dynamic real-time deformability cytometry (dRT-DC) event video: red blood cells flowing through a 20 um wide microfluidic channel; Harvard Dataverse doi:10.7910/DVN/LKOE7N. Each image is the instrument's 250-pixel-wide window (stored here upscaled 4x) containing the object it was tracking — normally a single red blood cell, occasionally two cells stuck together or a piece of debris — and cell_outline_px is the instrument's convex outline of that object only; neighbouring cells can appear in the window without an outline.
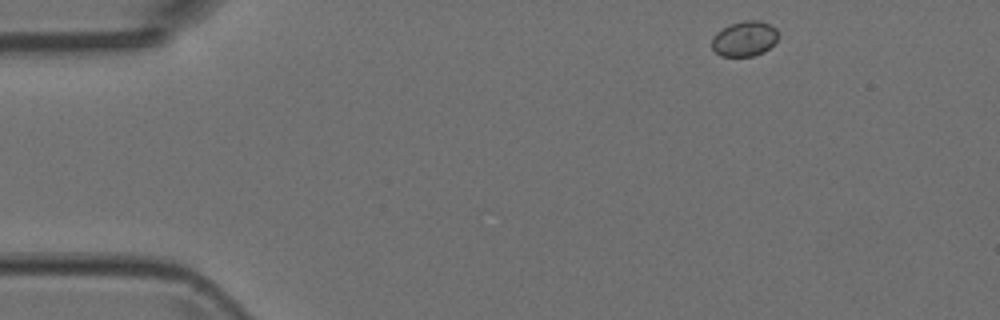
{"species": "Egyptian fruit bat (a non-hibernating species)", "species_latin": "Rousettus aegyptiacus", "temperature_condition": "room temperature", "stored_images_in_passage": 3, "camera_frame_rate_fps": 3000, "um_per_image_px": 0.085, "animal": {"sex": "female"}, "frame": {"image": 1, "passage_image": 1, "time_ms": 0.0, "image_size_px": [1000, 320], "cell_outline_px": [[776, 40], [764, 52], [752, 56], [720, 56], [712, 48], [712, 36], [716, 32], [732, 24], [744, 20], [760, 20], [776, 28]], "centroid_in_image_um": [63.25, 3.29], "position_along_channel_um": 21.8, "area_um2": 13.41}}
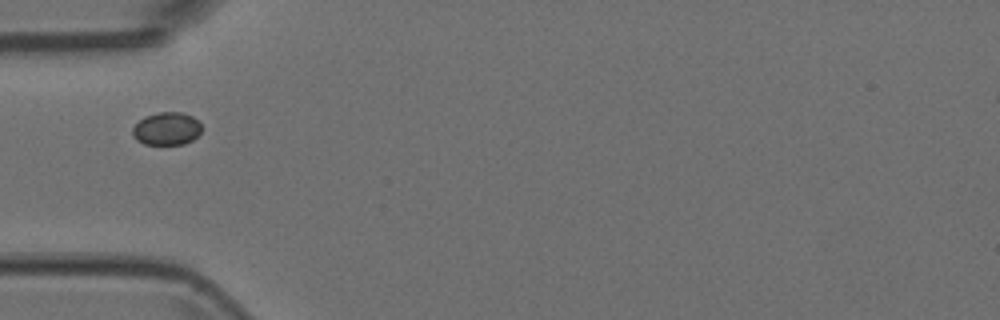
{"frame": {"image": 2, "passage_image": 3, "time_ms": 0.667, "image_size_px": [1000, 320], "cell_outline_px": [[200, 132], [192, 140], [184, 144], [144, 144], [136, 140], [132, 136], [132, 128], [144, 116], [160, 112], [180, 112], [192, 116], [200, 124]], "centroid_in_image_um": [14.13, 10.94], "position_along_channel_um": 70.9, "area_um2": 13.12}}